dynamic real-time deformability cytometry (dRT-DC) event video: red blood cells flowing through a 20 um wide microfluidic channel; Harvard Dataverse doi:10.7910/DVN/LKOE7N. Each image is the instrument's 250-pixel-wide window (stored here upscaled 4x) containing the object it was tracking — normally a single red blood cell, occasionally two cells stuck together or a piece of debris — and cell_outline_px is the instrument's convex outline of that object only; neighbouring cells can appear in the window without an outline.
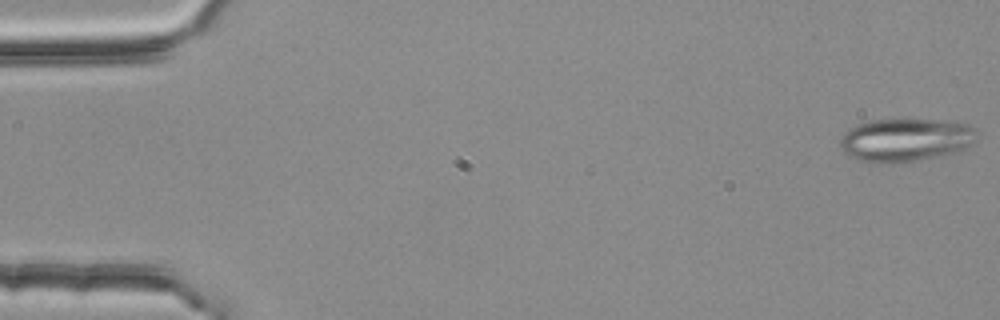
{"species": "common noctule bat (a hibernating species)", "species_latin": "Nyctalus noctula", "temperature_condition": "room temperature", "stored_images_in_passage": 12, "camera_frame_rate_fps": 3000, "um_per_image_px": 0.085, "animal": {"sex": "female", "body_mass_g": 25.1}, "frame": {"image": 1, "passage_image": 1, "time_ms": 0.0, "image_size_px": [1000, 320], "cell_outline_px": [[976, 140], [972, 144], [960, 152], [892, 164], [880, 164], [856, 160], [848, 156], [840, 148], [840, 140], [844, 132], [848, 128], [856, 124], [868, 120], [908, 116], [968, 124], [976, 132]], "centroid_in_image_um": [76.92, 11.86], "position_along_channel_um": 8.1, "area_um2": 35.72}}